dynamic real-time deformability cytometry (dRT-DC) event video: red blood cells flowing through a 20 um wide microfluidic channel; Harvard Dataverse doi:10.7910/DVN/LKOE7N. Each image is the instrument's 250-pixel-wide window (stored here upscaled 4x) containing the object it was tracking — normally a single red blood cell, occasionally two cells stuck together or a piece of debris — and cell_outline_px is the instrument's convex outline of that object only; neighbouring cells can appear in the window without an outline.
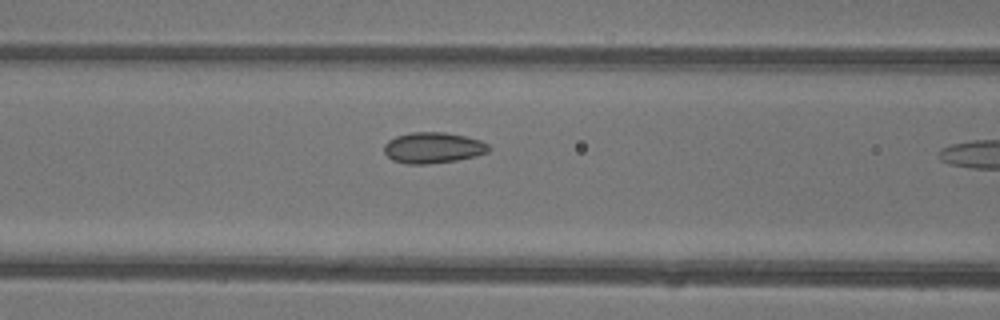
{"species": "common noctule bat (a hibernating species)", "species_latin": "Nyctalus noctula", "temperature_condition": "warm", "stored_images_in_passage": 10, "camera_frame_rate_fps": 3000, "um_per_image_px": 0.085, "animal": {"sex": "female"}, "frame": {"image": 1, "passage_image": 9, "time_ms": 2.667, "image_size_px": [1000, 320], "cell_outline_px": [[492, 148], [488, 152], [476, 156], [456, 160], [428, 164], [408, 164], [392, 160], [384, 152], [384, 144], [388, 140], [396, 136], [412, 132], [444, 132], [464, 136], [480, 140], [488, 144]], "centroid_in_image_um": [36.81, 12.56], "position_along_channel_um": 129.8, "area_um2": 18.9}}